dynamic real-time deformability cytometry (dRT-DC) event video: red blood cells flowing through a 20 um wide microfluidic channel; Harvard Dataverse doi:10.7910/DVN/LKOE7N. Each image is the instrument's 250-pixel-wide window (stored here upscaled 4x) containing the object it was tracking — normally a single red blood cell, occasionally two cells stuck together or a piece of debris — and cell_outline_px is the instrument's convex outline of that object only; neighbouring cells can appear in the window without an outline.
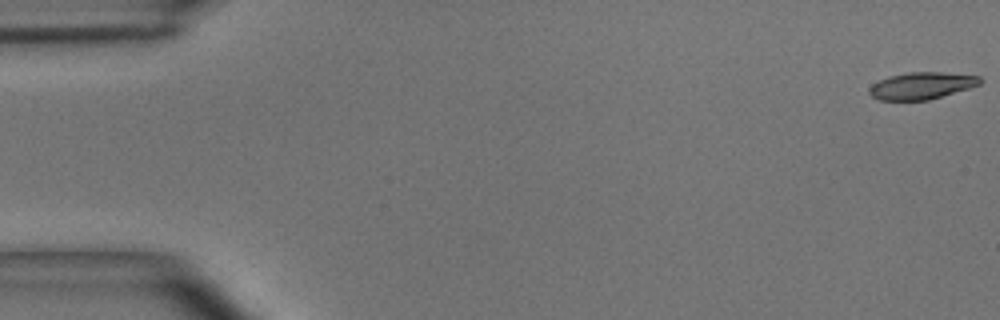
{"species": "common noctule bat (a hibernating species)", "species_latin": "Nyctalus noctula", "temperature_condition": "room temperature", "stored_images_in_passage": 6, "camera_frame_rate_fps": 3000, "um_per_image_px": 0.085, "animal": {"sex": "male", "body_mass_g": 15.6}, "frame": {"image": 1, "passage_image": 1, "time_ms": 0.0, "image_size_px": [1000, 320], "cell_outline_px": [[984, 80], [980, 84], [968, 88], [928, 100], [880, 100], [872, 96], [868, 92], [868, 88], [872, 84], [888, 76], [908, 72], [940, 72], [980, 76]], "centroid_in_image_um": [78.32, 7.28], "position_along_channel_um": 6.7, "area_um2": 17.34}}
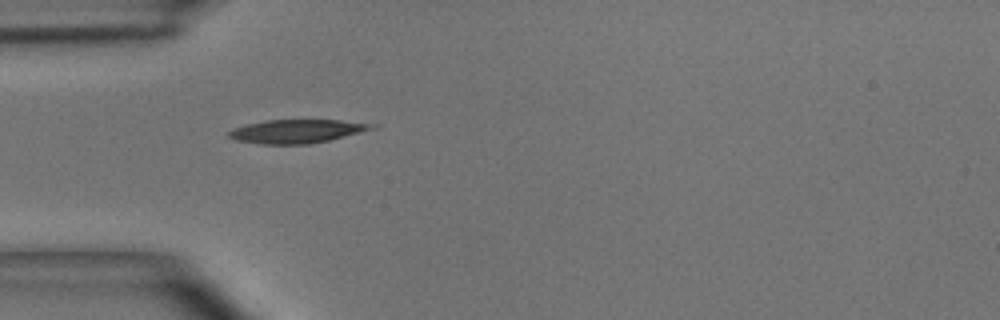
{"frame": {"image": 2, "passage_image": 5, "time_ms": 1.333, "image_size_px": [1000, 320], "cell_outline_px": [[380, 124], [376, 128], [328, 140], [308, 144], [260, 144], [236, 140], [228, 136], [228, 132], [236, 128], [248, 124], [268, 120], [340, 120]], "centroid_in_image_um": [25.28, 11.15], "position_along_channel_um": 59.7, "area_um2": 19.42}}
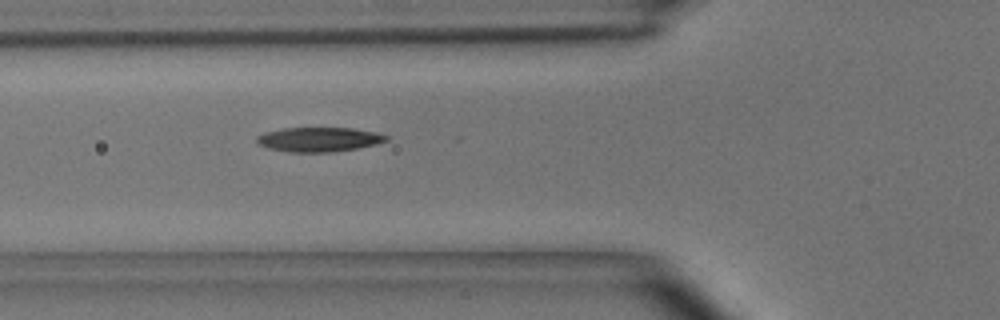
{"frame": {"image": 3, "passage_image": 6, "time_ms": 1.667, "image_size_px": [1000, 320], "cell_outline_px": [[388, 140], [376, 144], [356, 148], [332, 152], [288, 152], [268, 148], [256, 144], [256, 136], [264, 132], [284, 128], [352, 128], [376, 132], [388, 136]], "centroid_in_image_um": [27.07, 11.85], "position_along_channel_um": 98.7, "area_um2": 18.5}}